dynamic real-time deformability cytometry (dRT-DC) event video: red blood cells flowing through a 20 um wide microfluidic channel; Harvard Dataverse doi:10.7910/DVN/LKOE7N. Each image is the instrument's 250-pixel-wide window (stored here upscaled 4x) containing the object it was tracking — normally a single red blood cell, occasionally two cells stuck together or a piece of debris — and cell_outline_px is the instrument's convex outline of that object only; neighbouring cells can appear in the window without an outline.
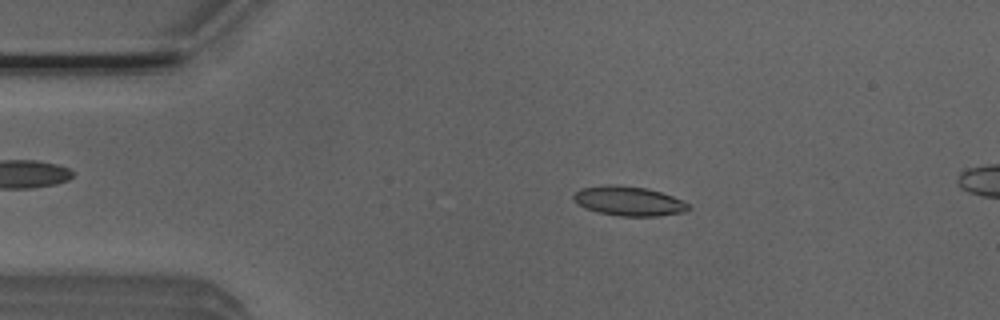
{"species": "Egyptian fruit bat (a non-hibernating species)", "species_latin": "Rousettus aegyptiacus", "temperature_condition": "room temperature", "stored_images_in_passage": 51, "camera_frame_rate_fps": 3000, "um_per_image_px": 0.085, "animal": {"sex": "male"}, "frame": {"image": 1, "passage_image": 9, "time_ms": 2.667, "image_size_px": [1000, 320], "cell_outline_px": [[692, 208], [684, 212], [656, 216], [620, 216], [596, 212], [584, 208], [576, 204], [572, 200], [572, 196], [580, 188], [608, 184], [616, 184], [648, 188], [672, 196], [688, 204]], "centroid_in_image_um": [53.38, 17.08], "position_along_channel_um": 31.6, "area_um2": 19.94}}
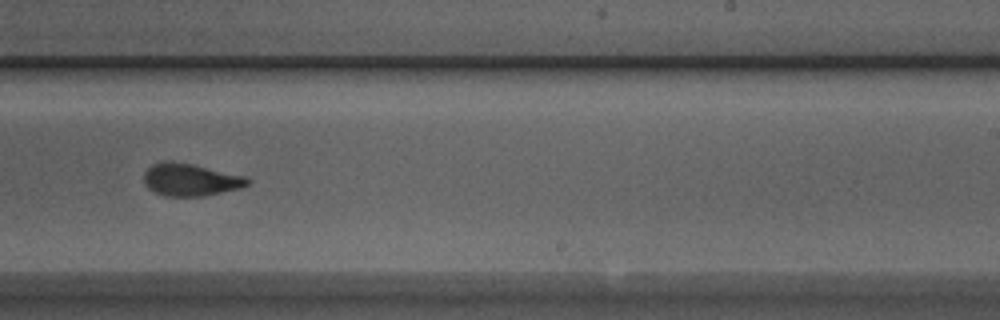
{"frame": {"image": 2, "passage_image": 31, "time_ms": 10.0, "image_size_px": [1000, 320], "cell_outline_px": [[252, 180], [248, 184], [240, 188], [204, 196], [164, 196], [148, 188], [144, 184], [144, 172], [152, 164], [164, 160], [172, 160], [192, 164], [244, 176]], "centroid_in_image_um": [16.15, 15.27], "position_along_channel_um": 272.8, "area_um2": 19.59}}
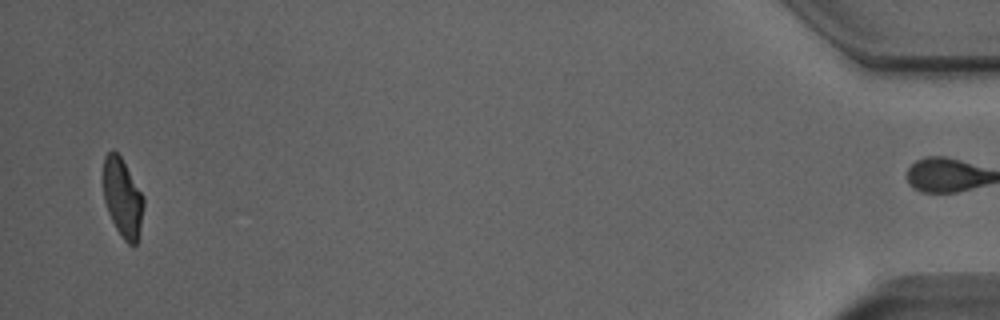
{"frame": {"image": 3, "passage_image": 50, "time_ms": 16.333, "image_size_px": [1000, 320], "cell_outline_px": [[144, 208], [140, 232], [136, 244], [132, 248], [120, 236], [108, 212], [104, 200], [104, 156], [108, 152], [116, 152], [120, 156], [144, 196]], "centroid_in_image_um": [10.45, 16.88], "position_along_channel_um": 424.8, "area_um2": 18.5}, "authors_computed_cell_mechanics": {"area_um2": 19.4786, "velocity_mm_per_s": 3.8775, "shape_relaxation_time_tau1_ms": 5.0123, "shape_relaxation_time_tau2_ms": 1.2269, "deformation_change_tau1": 0.1555, "deformation_change_tau2": 0.0708}}